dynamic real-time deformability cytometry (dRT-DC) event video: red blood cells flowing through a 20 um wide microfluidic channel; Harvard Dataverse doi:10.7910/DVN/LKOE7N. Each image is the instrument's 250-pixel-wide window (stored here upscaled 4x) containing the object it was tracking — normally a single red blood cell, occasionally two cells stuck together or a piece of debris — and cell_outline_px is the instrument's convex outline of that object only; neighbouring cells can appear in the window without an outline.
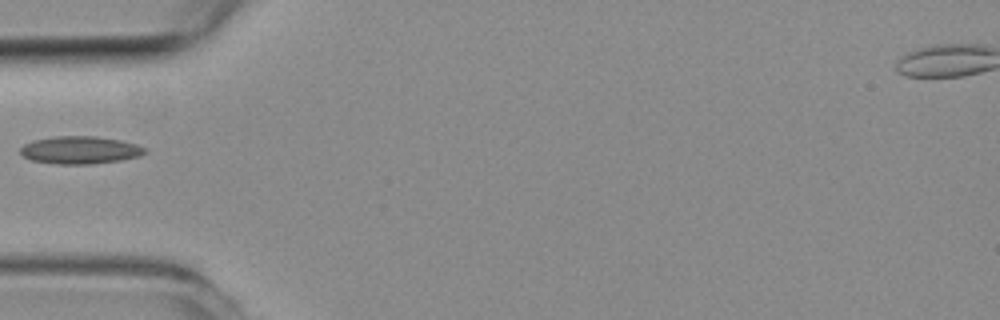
{"species": "common noctule bat (a hibernating species)", "species_latin": "Nyctalus noctula", "temperature_condition": "room temperature", "stored_images_in_passage": 35, "camera_frame_rate_fps": 3000, "um_per_image_px": 0.085, "animal": {"sex": "female", "body_mass_g": 19.3, "forearm_length_mm": 54.1}, "frame": {"image": 1, "passage_image": 1, "time_ms": 0.0, "image_size_px": [1000, 320], "cell_outline_px": [[148, 152], [140, 156], [120, 160], [92, 164], [56, 164], [32, 160], [24, 156], [20, 152], [20, 148], [24, 144], [36, 140], [56, 136], [96, 136], [120, 140], [136, 144], [148, 148]], "centroid_in_image_um": [6.86, 12.75], "position_along_channel_um": 78.1, "area_um2": 20.06}}
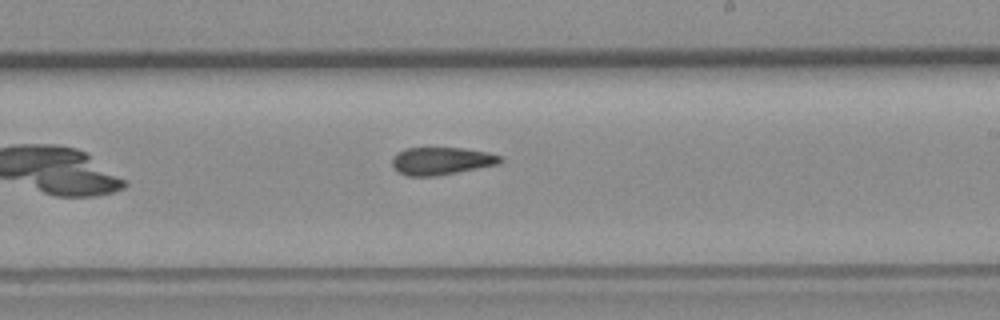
{"frame": {"image": 2, "passage_image": 14, "time_ms": 4.333, "image_size_px": [1000, 320], "cell_outline_px": [[504, 160], [500, 164], [436, 176], [408, 176], [396, 172], [392, 168], [392, 156], [396, 152], [404, 148], [464, 148], [488, 152], [500, 156]], "centroid_in_image_um": [37.48, 13.68], "position_along_channel_um": 251.5, "area_um2": 17.69}}
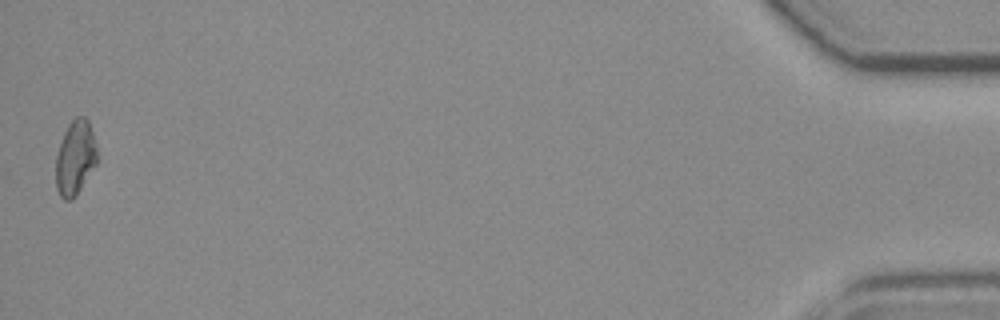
{"frame": {"image": 3, "passage_image": 35, "time_ms": 11.333, "image_size_px": [1000, 320], "cell_outline_px": [[96, 164], [76, 196], [72, 200], [64, 200], [60, 196], [56, 188], [56, 156], [64, 132], [68, 124], [76, 116], [84, 116], [88, 120], [92, 132], [96, 148]], "centroid_in_image_um": [6.38, 13.43], "position_along_channel_um": 428.8, "area_um2": 17.8}}